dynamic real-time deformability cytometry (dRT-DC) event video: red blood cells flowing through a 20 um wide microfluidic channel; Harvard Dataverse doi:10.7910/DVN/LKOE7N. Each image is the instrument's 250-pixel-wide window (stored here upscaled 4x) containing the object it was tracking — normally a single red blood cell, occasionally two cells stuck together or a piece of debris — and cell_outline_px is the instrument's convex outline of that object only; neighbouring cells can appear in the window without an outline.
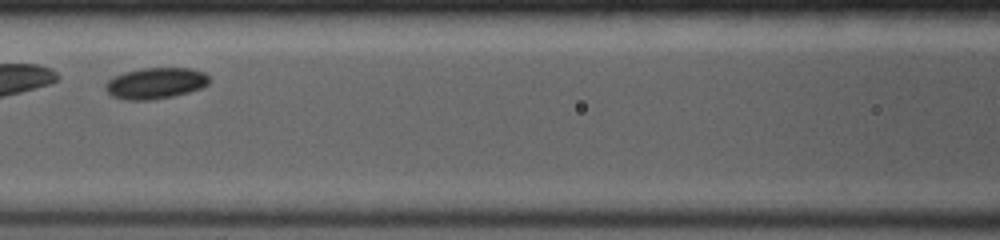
{"species": "common noctule bat (a hibernating species)", "species_latin": "Nyctalus noctula", "temperature_condition": "room temperature", "stored_images_in_passage": 8, "camera_frame_rate_fps": 4000, "um_per_image_px": 0.085, "animal": {"sex": "female", "body_mass_g": 19.0, "forearm_length_mm": 53.3}, "frame": {"image": 1, "passage_image": 5, "time_ms": 2.5, "image_size_px": [1000, 240], "cell_outline_px": [[208, 84], [200, 88], [188, 92], [172, 96], [152, 100], [124, 100], [112, 96], [104, 88], [104, 84], [108, 80], [124, 72], [140, 68], [192, 68], [204, 72], [208, 76]], "centroid_in_image_um": [13.19, 7.07], "position_along_channel_um": 153.4, "area_um2": 18.84}}
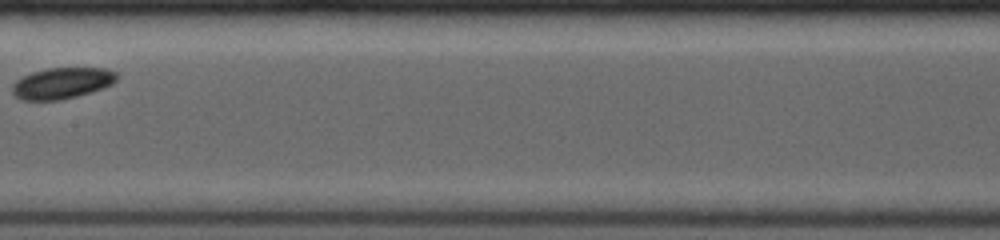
{"frame": {"image": 2, "passage_image": 7, "time_ms": 3.75, "image_size_px": [1000, 240], "cell_outline_px": [[120, 76], [112, 84], [76, 96], [60, 100], [20, 100], [12, 92], [12, 84], [16, 80], [32, 72], [48, 68], [104, 68], [116, 72]], "centroid_in_image_um": [5.25, 7.06], "position_along_channel_um": 202.1, "area_um2": 18.84}}